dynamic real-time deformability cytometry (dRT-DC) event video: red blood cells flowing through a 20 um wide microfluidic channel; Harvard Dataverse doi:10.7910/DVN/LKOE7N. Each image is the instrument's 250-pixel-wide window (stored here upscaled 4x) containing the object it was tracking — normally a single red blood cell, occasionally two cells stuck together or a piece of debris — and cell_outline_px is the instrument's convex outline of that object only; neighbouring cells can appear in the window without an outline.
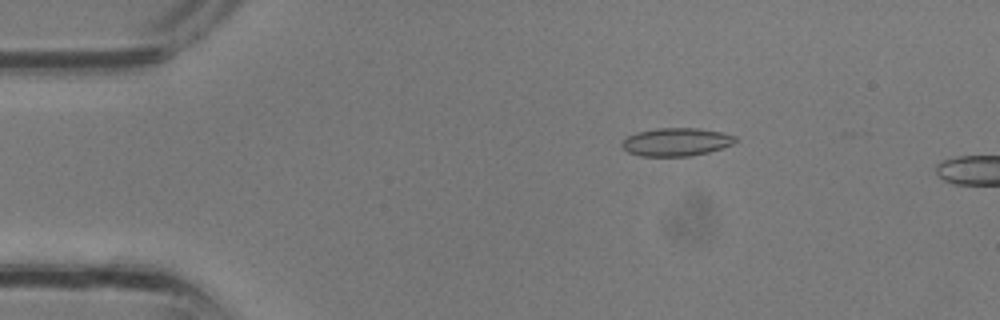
{"species": "common noctule bat (a hibernating species)", "species_latin": "Nyctalus noctula", "temperature_condition": "room temperature", "stored_images_in_passage": 8, "camera_frame_rate_fps": 3000, "um_per_image_px": 0.085, "animal": {"sex": "male", "body_mass_g": 13.3}, "frame": {"image": 1, "passage_image": 6, "time_ms": 1.667, "image_size_px": [1000, 320], "cell_outline_px": [[736, 140], [732, 144], [708, 152], [688, 156], [640, 156], [628, 152], [620, 144], [628, 136], [636, 132], [656, 128], [700, 128], [720, 132], [736, 136]], "centroid_in_image_um": [57.45, 12.06], "position_along_channel_um": 27.5, "area_um2": 18.44}}